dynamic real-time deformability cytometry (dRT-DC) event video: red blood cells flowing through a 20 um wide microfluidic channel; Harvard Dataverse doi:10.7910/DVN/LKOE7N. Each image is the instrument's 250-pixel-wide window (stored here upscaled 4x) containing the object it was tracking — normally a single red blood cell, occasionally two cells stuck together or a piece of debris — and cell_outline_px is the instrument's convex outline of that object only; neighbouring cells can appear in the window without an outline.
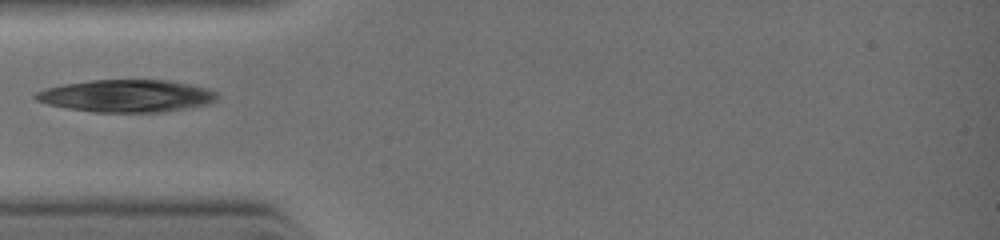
{"species": "common noctule bat (a hibernating species)", "species_latin": "Nyctalus noctula", "temperature_condition": "warm", "stored_images_in_passage": 27, "camera_frame_rate_fps": 3000, "um_per_image_px": 0.085, "animal": {"sex": "female", "body_mass_g": 19.0, "forearm_length_mm": 51.5}, "frame": {"image": 1, "passage_image": 1, "time_ms": 0.0, "image_size_px": [1000, 240], "cell_outline_px": [[216, 100], [208, 104], [160, 112], [92, 112], [68, 108], [48, 104], [36, 100], [32, 96], [36, 92], [44, 88], [64, 84], [92, 80], [168, 80], [192, 84], [208, 88], [216, 92]], "centroid_in_image_um": [10.74, 8.14], "position_along_channel_um": 74.3, "area_um2": 34.22}}